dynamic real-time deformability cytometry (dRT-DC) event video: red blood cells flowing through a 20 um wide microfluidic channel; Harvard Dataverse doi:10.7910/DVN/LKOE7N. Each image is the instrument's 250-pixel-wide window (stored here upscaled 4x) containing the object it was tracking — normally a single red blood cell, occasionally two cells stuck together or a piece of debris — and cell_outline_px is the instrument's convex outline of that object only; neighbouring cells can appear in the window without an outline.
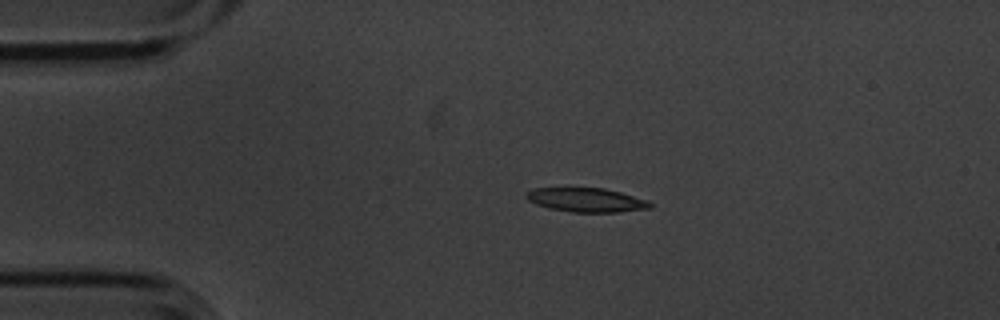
{"species": "common noctule bat (a hibernating species)", "species_latin": "Nyctalus noctula", "temperature_condition": "cold", "stored_images_in_passage": 2, "camera_frame_rate_fps": 3000, "um_per_image_px": 0.085, "animal": {"sex": "male", "body_mass_g": 20.1, "forearm_length_mm": 53.5}, "frame": {"image": 1, "passage_image": 1, "time_ms": 0.0, "image_size_px": [1000, 320], "cell_outline_px": [[652, 208], [620, 212], [572, 212], [548, 208], [536, 204], [528, 200], [524, 196], [524, 192], [536, 188], [568, 184], [604, 188], [620, 192], [648, 200], [652, 204]], "centroid_in_image_um": [49.75, 16.94], "position_along_channel_um": 35.2, "area_um2": 18.44}}